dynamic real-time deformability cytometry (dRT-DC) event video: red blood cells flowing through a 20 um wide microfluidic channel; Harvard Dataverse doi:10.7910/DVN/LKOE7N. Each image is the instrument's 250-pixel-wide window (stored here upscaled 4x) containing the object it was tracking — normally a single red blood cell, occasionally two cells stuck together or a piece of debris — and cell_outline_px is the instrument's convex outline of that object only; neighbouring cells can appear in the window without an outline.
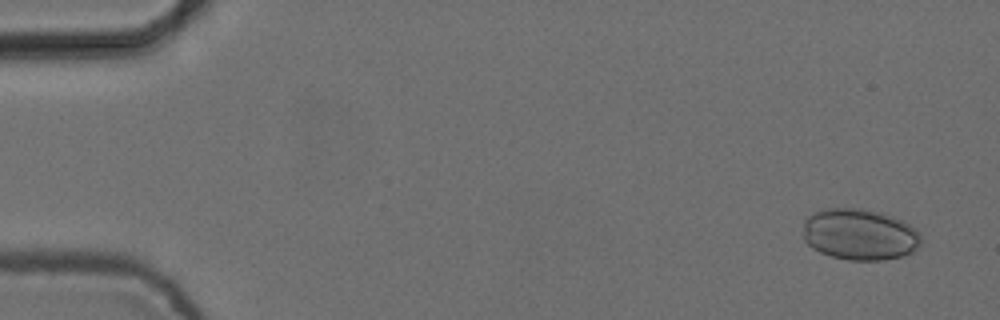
{"species": "common noctule bat (a hibernating species)", "species_latin": "Nyctalus noctula", "temperature_condition": "cold", "stored_images_in_passage": 5, "camera_frame_rate_fps": 3000, "um_per_image_px": 0.085, "animal": {"sex": "female", "body_mass_g": 24.6, "forearm_length_mm": 56.2}, "frame": {"image": 1, "passage_image": 1, "time_ms": 0.0, "image_size_px": [1000, 320], "cell_outline_px": [[920, 244], [912, 252], [900, 256], [880, 260], [848, 260], [832, 256], [820, 252], [812, 248], [804, 240], [804, 220], [808, 216], [816, 212], [828, 208], [860, 208], [880, 212], [892, 216], [916, 228], [920, 232]], "centroid_in_image_um": [73.06, 19.92], "position_along_channel_um": 11.9, "area_um2": 35.14}}